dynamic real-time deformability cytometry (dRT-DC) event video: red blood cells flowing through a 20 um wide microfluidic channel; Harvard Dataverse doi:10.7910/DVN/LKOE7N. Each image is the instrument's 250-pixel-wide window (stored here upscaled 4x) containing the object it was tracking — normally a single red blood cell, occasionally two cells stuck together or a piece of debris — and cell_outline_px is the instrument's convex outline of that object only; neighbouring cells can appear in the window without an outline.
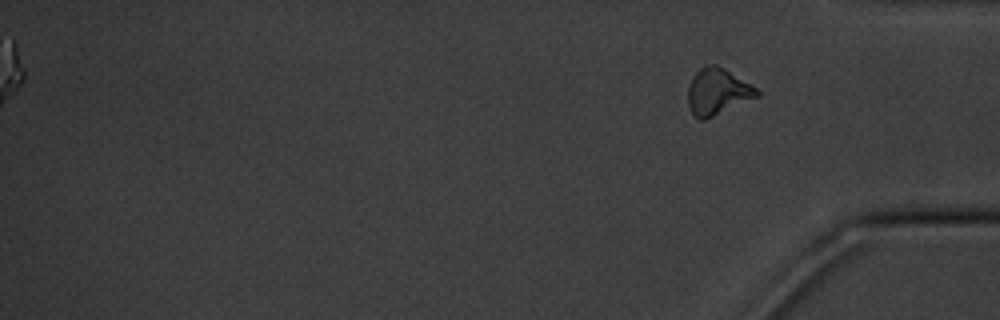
{"species": "common noctule bat (a hibernating species)", "species_latin": "Nyctalus noctula", "temperature_condition": "cold", "stored_images_in_passage": 15, "segment_of_instrument_passage": [2, 2], "camera_frame_rate_fps": 3000, "um_per_image_px": 0.085, "animal": {"sex": "male", "body_mass_g": 20.1, "forearm_length_mm": 53.5}, "frame": {"image": 1, "passage_image": 15, "time_ms": 16.333, "image_size_px": [1000, 320], "cell_outline_px": [[760, 96], [704, 120], [700, 120], [692, 112], [688, 104], [688, 88], [696, 72], [704, 64], [716, 64], [756, 88], [760, 92]], "centroid_in_image_um": [60.98, 7.79], "position_along_channel_um": 374.2, "area_um2": 18.32}}